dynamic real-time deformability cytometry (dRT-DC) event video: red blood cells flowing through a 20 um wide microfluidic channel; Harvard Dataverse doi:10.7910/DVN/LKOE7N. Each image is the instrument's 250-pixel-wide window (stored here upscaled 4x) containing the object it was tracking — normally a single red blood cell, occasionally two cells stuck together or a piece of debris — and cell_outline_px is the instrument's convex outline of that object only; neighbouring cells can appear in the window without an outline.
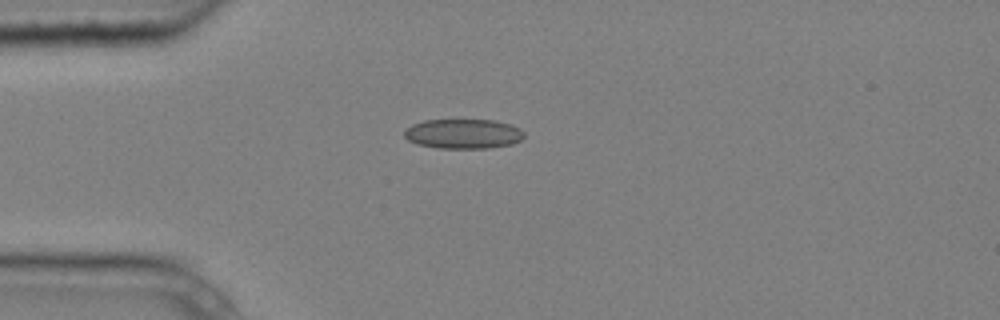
{"species": "common noctule bat (a hibernating species)", "species_latin": "Nyctalus noctula", "temperature_condition": "cold", "stored_images_in_passage": 11, "camera_frame_rate_fps": 3000, "um_per_image_px": 0.085, "animal": {"sex": "male", "body_mass_g": 20.4}, "frame": {"image": 1, "passage_image": 2, "time_ms": 0.333, "image_size_px": [1000, 320], "cell_outline_px": [[524, 136], [520, 140], [512, 144], [488, 148], [440, 148], [416, 144], [408, 140], [404, 136], [404, 128], [412, 124], [424, 120], [496, 120], [512, 124], [520, 128], [524, 132]], "centroid_in_image_um": [39.37, 11.36], "position_along_channel_um": 45.6, "area_um2": 20.92}}
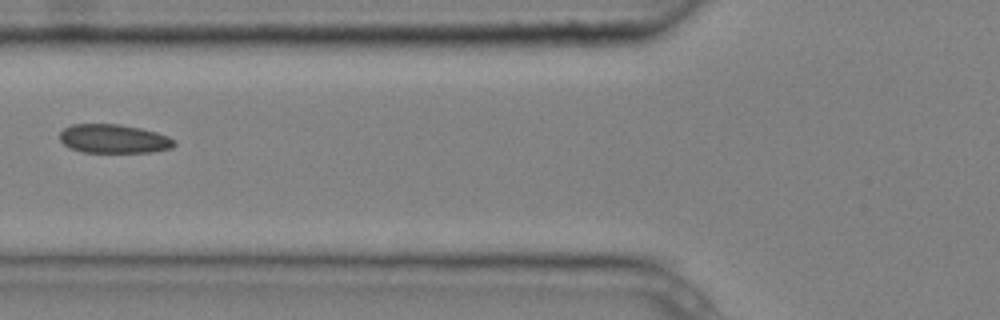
{"frame": {"image": 2, "passage_image": 4, "time_ms": 1.0, "image_size_px": [1000, 320], "cell_outline_px": [[176, 144], [172, 148], [152, 152], [84, 152], [68, 148], [60, 140], [60, 132], [64, 128], [72, 124], [120, 124], [140, 128], [156, 132], [168, 136], [176, 140]], "centroid_in_image_um": [9.68, 11.8], "position_along_channel_um": 116.1, "area_um2": 19.36}}
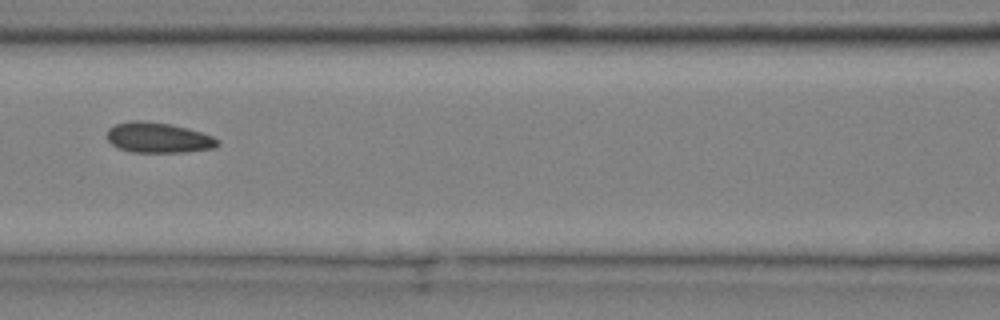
{"frame": {"image": 3, "passage_image": 5, "time_ms": 1.333, "image_size_px": [1000, 320], "cell_outline_px": [[220, 144], [216, 148], [188, 152], [132, 152], [116, 148], [108, 140], [108, 128], [116, 124], [132, 120], [140, 120], [172, 124], [188, 128], [212, 136], [220, 140]], "centroid_in_image_um": [13.48, 11.71], "position_along_channel_um": 153.1, "area_um2": 19.77}}